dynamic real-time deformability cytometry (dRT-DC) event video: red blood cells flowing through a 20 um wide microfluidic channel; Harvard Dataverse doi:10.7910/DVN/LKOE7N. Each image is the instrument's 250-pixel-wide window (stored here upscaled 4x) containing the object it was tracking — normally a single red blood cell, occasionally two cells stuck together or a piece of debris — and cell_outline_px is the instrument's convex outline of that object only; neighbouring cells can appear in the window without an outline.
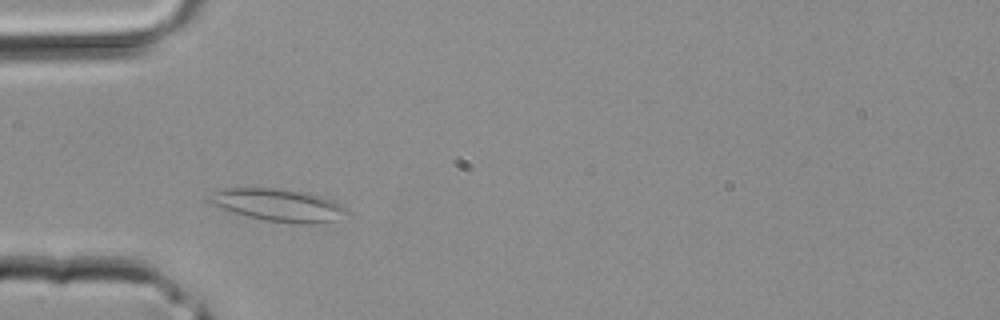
{"species": "common noctule bat (a hibernating species)", "species_latin": "Nyctalus noctula", "temperature_condition": "room temperature", "stored_images_in_passage": 22, "camera_frame_rate_fps": 3000, "um_per_image_px": 0.085, "animal": {"sex": "male", "body_mass_g": 20.4}, "frame": {"image": 1, "passage_image": 2, "time_ms": 0.333, "image_size_px": [1000, 320], "cell_outline_px": [[348, 212], [332, 220], [312, 224], [300, 224], [268, 220], [248, 216], [232, 212], [212, 204], [204, 200], [212, 192], [224, 188], [272, 188], [308, 192], [332, 200], [340, 204]], "centroid_in_image_um": [23.58, 17.41], "position_along_channel_um": 61.4, "area_um2": 25.66}}
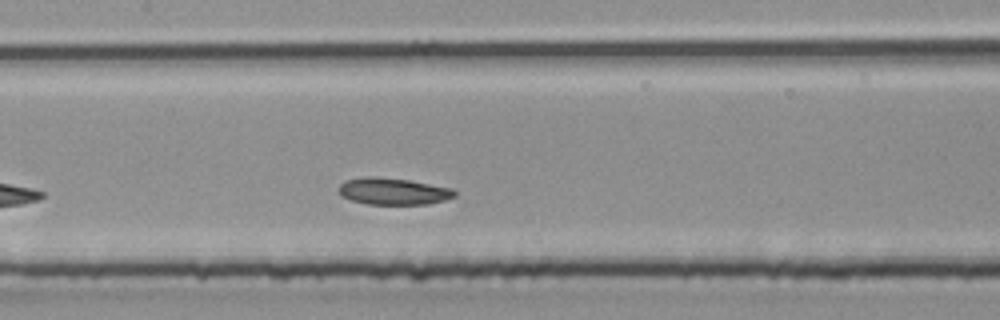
{"frame": {"image": 2, "passage_image": 9, "time_ms": 2.667, "image_size_px": [1000, 320], "cell_outline_px": [[456, 196], [444, 200], [428, 204], [368, 204], [352, 200], [340, 196], [336, 188], [344, 180], [408, 180], [452, 188], [456, 192]], "centroid_in_image_um": [33.47, 16.32], "position_along_channel_um": 173.9, "area_um2": 17.17}}
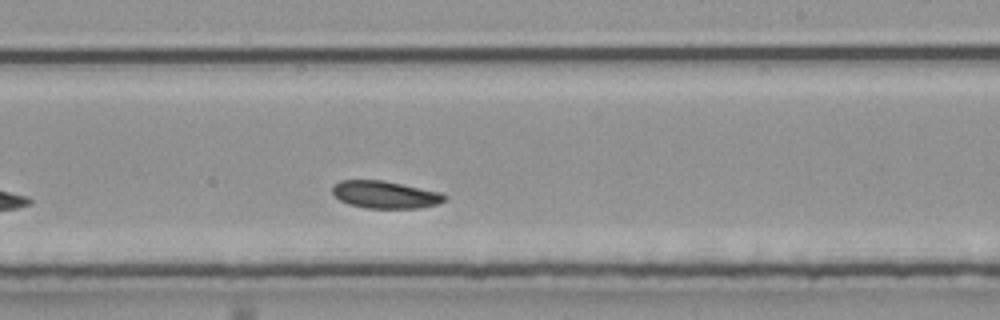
{"frame": {"image": 3, "passage_image": 14, "time_ms": 4.333, "image_size_px": [1000, 320], "cell_outline_px": [[448, 196], [444, 200], [436, 204], [420, 208], [368, 208], [348, 204], [340, 200], [332, 192], [332, 188], [340, 180], [384, 180], [440, 192]], "centroid_in_image_um": [32.74, 16.54], "position_along_channel_um": 256.3, "area_um2": 17.8}}